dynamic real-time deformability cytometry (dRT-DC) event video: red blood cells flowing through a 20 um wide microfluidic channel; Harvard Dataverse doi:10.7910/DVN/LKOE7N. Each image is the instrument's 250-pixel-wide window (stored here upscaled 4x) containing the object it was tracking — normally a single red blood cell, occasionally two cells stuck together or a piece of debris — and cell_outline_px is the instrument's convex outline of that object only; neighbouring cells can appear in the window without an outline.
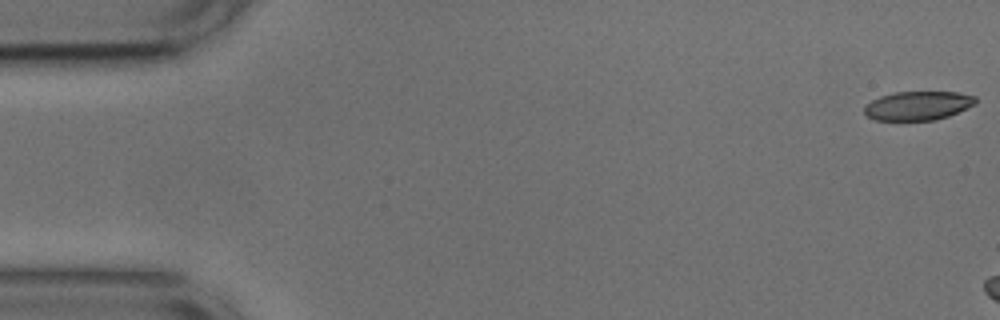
{"species": "common noctule bat (a hibernating species)", "species_latin": "Nyctalus noctula", "temperature_condition": "cold", "stored_images_in_passage": 7, "camera_frame_rate_fps": 3000, "um_per_image_px": 0.085, "animal": {"sex": "male", "body_mass_g": 17.9, "forearm_length_mm": 54.2}, "frame": {"image": 1, "passage_image": 1, "time_ms": 0.0, "image_size_px": [1000, 320], "cell_outline_px": [[976, 104], [948, 116], [936, 120], [876, 120], [868, 116], [864, 112], [864, 108], [872, 100], [880, 96], [892, 92], [956, 92], [976, 96]], "centroid_in_image_um": [78.04, 8.98], "position_along_channel_um": 7.0, "area_um2": 18.67}}